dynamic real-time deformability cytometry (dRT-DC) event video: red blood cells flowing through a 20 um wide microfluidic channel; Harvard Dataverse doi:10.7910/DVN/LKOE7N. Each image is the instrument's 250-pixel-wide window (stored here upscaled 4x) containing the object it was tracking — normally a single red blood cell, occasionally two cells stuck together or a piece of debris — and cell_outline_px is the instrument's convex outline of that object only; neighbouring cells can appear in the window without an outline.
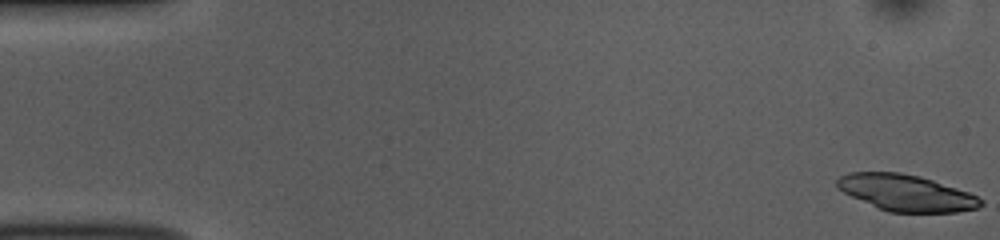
{"species": "common noctule bat (a hibernating species)", "species_latin": "Nyctalus noctula", "temperature_condition": "room temperature", "stored_images_in_passage": 53, "camera_frame_rate_fps": 3000, "um_per_image_px": 0.085, "animal": {"sex": "female", "body_mass_g": 10.0, "forearm_length_mm": 53.1}, "frame": {"image": 1, "passage_image": 1, "time_ms": 0.0, "image_size_px": [1000, 240], "cell_outline_px": [[984, 204], [976, 208], [956, 212], [888, 212], [876, 208], [836, 188], [836, 180], [840, 176], [848, 172], [900, 172], [920, 176], [968, 192], [984, 200]], "centroid_in_image_um": [76.99, 16.39], "position_along_channel_um": 8.0, "area_um2": 30.4}}
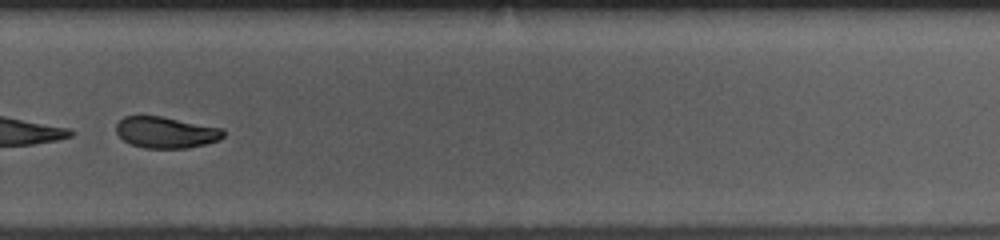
{"frame": {"image": 2, "passage_image": 37, "time_ms": 12.0, "image_size_px": [1000, 240], "cell_outline_px": [[224, 136], [220, 140], [188, 148], [144, 148], [132, 144], [124, 140], [116, 132], [116, 124], [124, 116], [160, 116], [224, 128]], "centroid_in_image_um": [14.13, 11.25], "position_along_channel_um": 315.7, "area_um2": 19.54}}